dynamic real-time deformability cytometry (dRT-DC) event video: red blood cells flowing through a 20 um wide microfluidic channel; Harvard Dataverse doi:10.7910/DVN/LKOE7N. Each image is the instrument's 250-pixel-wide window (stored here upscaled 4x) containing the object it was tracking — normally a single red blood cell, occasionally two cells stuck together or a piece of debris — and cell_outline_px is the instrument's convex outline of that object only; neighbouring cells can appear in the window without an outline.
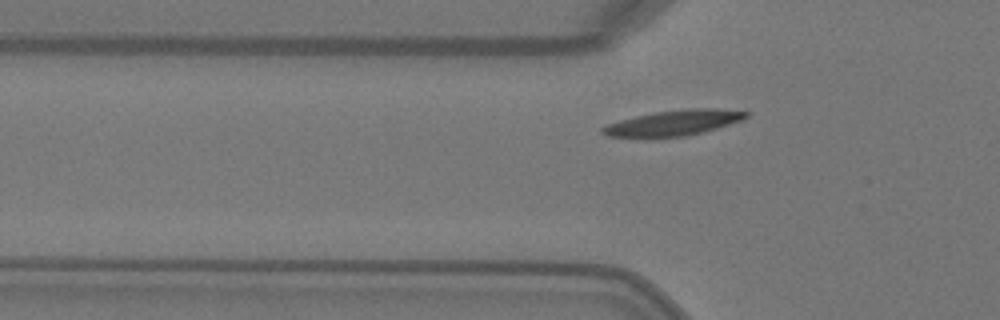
{"species": "Egyptian fruit bat (a non-hibernating species)", "species_latin": "Rousettus aegyptiacus", "temperature_condition": "warm", "stored_images_in_passage": 6, "segment_of_instrument_passage": [2, 2], "camera_frame_rate_fps": 3000, "um_per_image_px": 0.085, "animal": {"sex": "female"}, "frame": {"image": 1, "passage_image": 6, "time_ms": 1.667, "image_size_px": [1000, 320], "cell_outline_px": [[748, 116], [744, 120], [716, 128], [684, 136], [644, 140], [608, 136], [600, 132], [600, 128], [608, 124], [620, 120], [636, 116], [656, 112], [692, 108], [716, 108], [748, 112]], "centroid_in_image_um": [57.17, 10.48], "position_along_channel_um": 68.6, "area_um2": 21.79}}